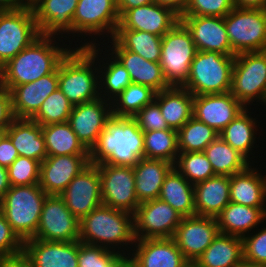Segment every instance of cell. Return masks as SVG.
<instances>
[{
  "instance_id": "1",
  "label": "cell",
  "mask_w": 266,
  "mask_h": 267,
  "mask_svg": "<svg viewBox=\"0 0 266 267\" xmlns=\"http://www.w3.org/2000/svg\"><path fill=\"white\" fill-rule=\"evenodd\" d=\"M64 44L60 37L41 34L0 68V85L11 91L15 86L35 82L53 73L72 49L71 44Z\"/></svg>"
},
{
  "instance_id": "2",
  "label": "cell",
  "mask_w": 266,
  "mask_h": 267,
  "mask_svg": "<svg viewBox=\"0 0 266 267\" xmlns=\"http://www.w3.org/2000/svg\"><path fill=\"white\" fill-rule=\"evenodd\" d=\"M144 158L143 131L132 117L112 115L97 143L89 151V163L133 167Z\"/></svg>"
},
{
  "instance_id": "3",
  "label": "cell",
  "mask_w": 266,
  "mask_h": 267,
  "mask_svg": "<svg viewBox=\"0 0 266 267\" xmlns=\"http://www.w3.org/2000/svg\"><path fill=\"white\" fill-rule=\"evenodd\" d=\"M79 241L118 254L131 253L135 244L133 214L101 204L80 220Z\"/></svg>"
},
{
  "instance_id": "4",
  "label": "cell",
  "mask_w": 266,
  "mask_h": 267,
  "mask_svg": "<svg viewBox=\"0 0 266 267\" xmlns=\"http://www.w3.org/2000/svg\"><path fill=\"white\" fill-rule=\"evenodd\" d=\"M74 45L58 66V88L73 106L100 97L97 57Z\"/></svg>"
},
{
  "instance_id": "5",
  "label": "cell",
  "mask_w": 266,
  "mask_h": 267,
  "mask_svg": "<svg viewBox=\"0 0 266 267\" xmlns=\"http://www.w3.org/2000/svg\"><path fill=\"white\" fill-rule=\"evenodd\" d=\"M47 196L39 184H32L11 186L0 200V211L23 242L35 236Z\"/></svg>"
},
{
  "instance_id": "6",
  "label": "cell",
  "mask_w": 266,
  "mask_h": 267,
  "mask_svg": "<svg viewBox=\"0 0 266 267\" xmlns=\"http://www.w3.org/2000/svg\"><path fill=\"white\" fill-rule=\"evenodd\" d=\"M234 61V55L197 51L182 87L194 96L230 92Z\"/></svg>"
},
{
  "instance_id": "7",
  "label": "cell",
  "mask_w": 266,
  "mask_h": 267,
  "mask_svg": "<svg viewBox=\"0 0 266 267\" xmlns=\"http://www.w3.org/2000/svg\"><path fill=\"white\" fill-rule=\"evenodd\" d=\"M119 22L117 0H78L72 20L73 38L71 44L78 36V38L82 37L80 42L84 41L81 45L78 42L80 47L95 45L96 42H99L97 39H100L101 35L103 37L101 39L104 40L99 43L102 44L114 36ZM87 35L91 36L92 39L90 40ZM106 37L108 38L106 39Z\"/></svg>"
},
{
  "instance_id": "8",
  "label": "cell",
  "mask_w": 266,
  "mask_h": 267,
  "mask_svg": "<svg viewBox=\"0 0 266 267\" xmlns=\"http://www.w3.org/2000/svg\"><path fill=\"white\" fill-rule=\"evenodd\" d=\"M230 93L245 107L266 100V51L235 55ZM248 105V106H247Z\"/></svg>"
},
{
  "instance_id": "9",
  "label": "cell",
  "mask_w": 266,
  "mask_h": 267,
  "mask_svg": "<svg viewBox=\"0 0 266 267\" xmlns=\"http://www.w3.org/2000/svg\"><path fill=\"white\" fill-rule=\"evenodd\" d=\"M224 23L234 56L266 51V9L234 7Z\"/></svg>"
},
{
  "instance_id": "10",
  "label": "cell",
  "mask_w": 266,
  "mask_h": 267,
  "mask_svg": "<svg viewBox=\"0 0 266 267\" xmlns=\"http://www.w3.org/2000/svg\"><path fill=\"white\" fill-rule=\"evenodd\" d=\"M196 52L192 35L181 21L162 36L159 63L170 86H182L186 82Z\"/></svg>"
},
{
  "instance_id": "11",
  "label": "cell",
  "mask_w": 266,
  "mask_h": 267,
  "mask_svg": "<svg viewBox=\"0 0 266 267\" xmlns=\"http://www.w3.org/2000/svg\"><path fill=\"white\" fill-rule=\"evenodd\" d=\"M40 35L31 6L0 11V68Z\"/></svg>"
},
{
  "instance_id": "12",
  "label": "cell",
  "mask_w": 266,
  "mask_h": 267,
  "mask_svg": "<svg viewBox=\"0 0 266 267\" xmlns=\"http://www.w3.org/2000/svg\"><path fill=\"white\" fill-rule=\"evenodd\" d=\"M182 218L159 198L142 202L133 214L135 240L173 238Z\"/></svg>"
},
{
  "instance_id": "13",
  "label": "cell",
  "mask_w": 266,
  "mask_h": 267,
  "mask_svg": "<svg viewBox=\"0 0 266 267\" xmlns=\"http://www.w3.org/2000/svg\"><path fill=\"white\" fill-rule=\"evenodd\" d=\"M100 174L102 204L134 214L139 206L135 176L131 166L97 164Z\"/></svg>"
},
{
  "instance_id": "14",
  "label": "cell",
  "mask_w": 266,
  "mask_h": 267,
  "mask_svg": "<svg viewBox=\"0 0 266 267\" xmlns=\"http://www.w3.org/2000/svg\"><path fill=\"white\" fill-rule=\"evenodd\" d=\"M80 221L68 210L59 195H48L44 201L34 239L72 242L79 241Z\"/></svg>"
},
{
  "instance_id": "15",
  "label": "cell",
  "mask_w": 266,
  "mask_h": 267,
  "mask_svg": "<svg viewBox=\"0 0 266 267\" xmlns=\"http://www.w3.org/2000/svg\"><path fill=\"white\" fill-rule=\"evenodd\" d=\"M68 210L80 221L102 204L98 166L89 164L59 195Z\"/></svg>"
},
{
  "instance_id": "16",
  "label": "cell",
  "mask_w": 266,
  "mask_h": 267,
  "mask_svg": "<svg viewBox=\"0 0 266 267\" xmlns=\"http://www.w3.org/2000/svg\"><path fill=\"white\" fill-rule=\"evenodd\" d=\"M215 217H183L176 228L173 239L189 263H194L219 235Z\"/></svg>"
},
{
  "instance_id": "17",
  "label": "cell",
  "mask_w": 266,
  "mask_h": 267,
  "mask_svg": "<svg viewBox=\"0 0 266 267\" xmlns=\"http://www.w3.org/2000/svg\"><path fill=\"white\" fill-rule=\"evenodd\" d=\"M112 116V102L99 97L95 100L75 105L68 119L71 129L90 151L97 143L100 133L106 128Z\"/></svg>"
},
{
  "instance_id": "18",
  "label": "cell",
  "mask_w": 266,
  "mask_h": 267,
  "mask_svg": "<svg viewBox=\"0 0 266 267\" xmlns=\"http://www.w3.org/2000/svg\"><path fill=\"white\" fill-rule=\"evenodd\" d=\"M77 4L78 0H34L31 7L40 33L60 38L66 37L64 40L68 38L67 41L71 44L72 20Z\"/></svg>"
},
{
  "instance_id": "19",
  "label": "cell",
  "mask_w": 266,
  "mask_h": 267,
  "mask_svg": "<svg viewBox=\"0 0 266 267\" xmlns=\"http://www.w3.org/2000/svg\"><path fill=\"white\" fill-rule=\"evenodd\" d=\"M89 164V155L47 156L40 163L39 185L47 195H60Z\"/></svg>"
},
{
  "instance_id": "20",
  "label": "cell",
  "mask_w": 266,
  "mask_h": 267,
  "mask_svg": "<svg viewBox=\"0 0 266 267\" xmlns=\"http://www.w3.org/2000/svg\"><path fill=\"white\" fill-rule=\"evenodd\" d=\"M245 109L230 92L194 96L193 117L218 133Z\"/></svg>"
},
{
  "instance_id": "21",
  "label": "cell",
  "mask_w": 266,
  "mask_h": 267,
  "mask_svg": "<svg viewBox=\"0 0 266 267\" xmlns=\"http://www.w3.org/2000/svg\"><path fill=\"white\" fill-rule=\"evenodd\" d=\"M178 22H180L178 14L154 2L127 10L120 17L117 29L138 30L164 36Z\"/></svg>"
},
{
  "instance_id": "22",
  "label": "cell",
  "mask_w": 266,
  "mask_h": 267,
  "mask_svg": "<svg viewBox=\"0 0 266 267\" xmlns=\"http://www.w3.org/2000/svg\"><path fill=\"white\" fill-rule=\"evenodd\" d=\"M180 21L190 31L197 51L234 55L228 40L224 17L180 16Z\"/></svg>"
},
{
  "instance_id": "23",
  "label": "cell",
  "mask_w": 266,
  "mask_h": 267,
  "mask_svg": "<svg viewBox=\"0 0 266 267\" xmlns=\"http://www.w3.org/2000/svg\"><path fill=\"white\" fill-rule=\"evenodd\" d=\"M23 255L32 267H78V241L55 242L30 238Z\"/></svg>"
},
{
  "instance_id": "24",
  "label": "cell",
  "mask_w": 266,
  "mask_h": 267,
  "mask_svg": "<svg viewBox=\"0 0 266 267\" xmlns=\"http://www.w3.org/2000/svg\"><path fill=\"white\" fill-rule=\"evenodd\" d=\"M131 250L135 267H187L190 263L173 238L135 240Z\"/></svg>"
},
{
  "instance_id": "25",
  "label": "cell",
  "mask_w": 266,
  "mask_h": 267,
  "mask_svg": "<svg viewBox=\"0 0 266 267\" xmlns=\"http://www.w3.org/2000/svg\"><path fill=\"white\" fill-rule=\"evenodd\" d=\"M57 89L58 68L35 82L15 86L10 91L15 117L31 119L41 108L44 100Z\"/></svg>"
},
{
  "instance_id": "26",
  "label": "cell",
  "mask_w": 266,
  "mask_h": 267,
  "mask_svg": "<svg viewBox=\"0 0 266 267\" xmlns=\"http://www.w3.org/2000/svg\"><path fill=\"white\" fill-rule=\"evenodd\" d=\"M100 45L101 44L97 43L95 45L87 46V48L97 57V63H99L100 97L112 102L132 83V80L126 68L104 46H102L105 50L103 51V48L100 47ZM101 54L105 55L103 56Z\"/></svg>"
},
{
  "instance_id": "27",
  "label": "cell",
  "mask_w": 266,
  "mask_h": 267,
  "mask_svg": "<svg viewBox=\"0 0 266 267\" xmlns=\"http://www.w3.org/2000/svg\"><path fill=\"white\" fill-rule=\"evenodd\" d=\"M230 203V176L215 175L194 185L195 215L215 217Z\"/></svg>"
},
{
  "instance_id": "28",
  "label": "cell",
  "mask_w": 266,
  "mask_h": 267,
  "mask_svg": "<svg viewBox=\"0 0 266 267\" xmlns=\"http://www.w3.org/2000/svg\"><path fill=\"white\" fill-rule=\"evenodd\" d=\"M252 165L230 176V202L250 207H266V175L259 167Z\"/></svg>"
},
{
  "instance_id": "29",
  "label": "cell",
  "mask_w": 266,
  "mask_h": 267,
  "mask_svg": "<svg viewBox=\"0 0 266 267\" xmlns=\"http://www.w3.org/2000/svg\"><path fill=\"white\" fill-rule=\"evenodd\" d=\"M219 232L243 238L266 221V207L230 202L217 216Z\"/></svg>"
},
{
  "instance_id": "30",
  "label": "cell",
  "mask_w": 266,
  "mask_h": 267,
  "mask_svg": "<svg viewBox=\"0 0 266 267\" xmlns=\"http://www.w3.org/2000/svg\"><path fill=\"white\" fill-rule=\"evenodd\" d=\"M108 51L126 68L132 83L150 87L156 93L170 87L162 73L160 63L145 60L126 49H108Z\"/></svg>"
},
{
  "instance_id": "31",
  "label": "cell",
  "mask_w": 266,
  "mask_h": 267,
  "mask_svg": "<svg viewBox=\"0 0 266 267\" xmlns=\"http://www.w3.org/2000/svg\"><path fill=\"white\" fill-rule=\"evenodd\" d=\"M4 132L11 139L19 156L39 163L47 157L42 126L32 119L16 118Z\"/></svg>"
},
{
  "instance_id": "32",
  "label": "cell",
  "mask_w": 266,
  "mask_h": 267,
  "mask_svg": "<svg viewBox=\"0 0 266 267\" xmlns=\"http://www.w3.org/2000/svg\"><path fill=\"white\" fill-rule=\"evenodd\" d=\"M174 164L161 159L141 158L133 166L135 192L138 202L142 203L159 197L166 175Z\"/></svg>"
},
{
  "instance_id": "33",
  "label": "cell",
  "mask_w": 266,
  "mask_h": 267,
  "mask_svg": "<svg viewBox=\"0 0 266 267\" xmlns=\"http://www.w3.org/2000/svg\"><path fill=\"white\" fill-rule=\"evenodd\" d=\"M154 100L171 129L178 131L193 116L194 95L182 86L159 91Z\"/></svg>"
},
{
  "instance_id": "34",
  "label": "cell",
  "mask_w": 266,
  "mask_h": 267,
  "mask_svg": "<svg viewBox=\"0 0 266 267\" xmlns=\"http://www.w3.org/2000/svg\"><path fill=\"white\" fill-rule=\"evenodd\" d=\"M243 262L242 238L219 233L193 264L196 267H235Z\"/></svg>"
},
{
  "instance_id": "35",
  "label": "cell",
  "mask_w": 266,
  "mask_h": 267,
  "mask_svg": "<svg viewBox=\"0 0 266 267\" xmlns=\"http://www.w3.org/2000/svg\"><path fill=\"white\" fill-rule=\"evenodd\" d=\"M252 114L253 112L246 108L219 133V136L254 164L256 161L251 160L250 155L255 158L252 150L256 147L254 145L257 143L256 135H259L257 131L260 129V124L257 123L261 121L259 122L257 117H251Z\"/></svg>"
},
{
  "instance_id": "36",
  "label": "cell",
  "mask_w": 266,
  "mask_h": 267,
  "mask_svg": "<svg viewBox=\"0 0 266 267\" xmlns=\"http://www.w3.org/2000/svg\"><path fill=\"white\" fill-rule=\"evenodd\" d=\"M107 41L101 46L105 45L106 49H126L140 55L145 60L160 62L162 36L138 30L116 29L114 36ZM108 43L111 45L109 46Z\"/></svg>"
},
{
  "instance_id": "37",
  "label": "cell",
  "mask_w": 266,
  "mask_h": 267,
  "mask_svg": "<svg viewBox=\"0 0 266 267\" xmlns=\"http://www.w3.org/2000/svg\"><path fill=\"white\" fill-rule=\"evenodd\" d=\"M158 198L183 217L195 216L194 185L174 167L166 175Z\"/></svg>"
},
{
  "instance_id": "38",
  "label": "cell",
  "mask_w": 266,
  "mask_h": 267,
  "mask_svg": "<svg viewBox=\"0 0 266 267\" xmlns=\"http://www.w3.org/2000/svg\"><path fill=\"white\" fill-rule=\"evenodd\" d=\"M47 156L89 155L68 122L42 126Z\"/></svg>"
},
{
  "instance_id": "39",
  "label": "cell",
  "mask_w": 266,
  "mask_h": 267,
  "mask_svg": "<svg viewBox=\"0 0 266 267\" xmlns=\"http://www.w3.org/2000/svg\"><path fill=\"white\" fill-rule=\"evenodd\" d=\"M215 175L231 176L245 170L251 163L220 136L204 150Z\"/></svg>"
},
{
  "instance_id": "40",
  "label": "cell",
  "mask_w": 266,
  "mask_h": 267,
  "mask_svg": "<svg viewBox=\"0 0 266 267\" xmlns=\"http://www.w3.org/2000/svg\"><path fill=\"white\" fill-rule=\"evenodd\" d=\"M219 136L213 128L191 117L178 131V151L204 152L205 148Z\"/></svg>"
},
{
  "instance_id": "41",
  "label": "cell",
  "mask_w": 266,
  "mask_h": 267,
  "mask_svg": "<svg viewBox=\"0 0 266 267\" xmlns=\"http://www.w3.org/2000/svg\"><path fill=\"white\" fill-rule=\"evenodd\" d=\"M144 158L161 159L175 164L179 151L174 129L143 132Z\"/></svg>"
},
{
  "instance_id": "42",
  "label": "cell",
  "mask_w": 266,
  "mask_h": 267,
  "mask_svg": "<svg viewBox=\"0 0 266 267\" xmlns=\"http://www.w3.org/2000/svg\"><path fill=\"white\" fill-rule=\"evenodd\" d=\"M156 92L142 84L131 83L112 101V115L134 117L155 98Z\"/></svg>"
},
{
  "instance_id": "43",
  "label": "cell",
  "mask_w": 266,
  "mask_h": 267,
  "mask_svg": "<svg viewBox=\"0 0 266 267\" xmlns=\"http://www.w3.org/2000/svg\"><path fill=\"white\" fill-rule=\"evenodd\" d=\"M174 168L193 185L215 176L204 152L179 153Z\"/></svg>"
},
{
  "instance_id": "44",
  "label": "cell",
  "mask_w": 266,
  "mask_h": 267,
  "mask_svg": "<svg viewBox=\"0 0 266 267\" xmlns=\"http://www.w3.org/2000/svg\"><path fill=\"white\" fill-rule=\"evenodd\" d=\"M73 107L58 88L44 100L41 108L31 119L41 126L68 122Z\"/></svg>"
},
{
  "instance_id": "45",
  "label": "cell",
  "mask_w": 266,
  "mask_h": 267,
  "mask_svg": "<svg viewBox=\"0 0 266 267\" xmlns=\"http://www.w3.org/2000/svg\"><path fill=\"white\" fill-rule=\"evenodd\" d=\"M7 169L11 186L32 185L40 182V163L37 160L18 156Z\"/></svg>"
},
{
  "instance_id": "46",
  "label": "cell",
  "mask_w": 266,
  "mask_h": 267,
  "mask_svg": "<svg viewBox=\"0 0 266 267\" xmlns=\"http://www.w3.org/2000/svg\"><path fill=\"white\" fill-rule=\"evenodd\" d=\"M262 227L242 238L244 262L257 267H266V227Z\"/></svg>"
},
{
  "instance_id": "47",
  "label": "cell",
  "mask_w": 266,
  "mask_h": 267,
  "mask_svg": "<svg viewBox=\"0 0 266 267\" xmlns=\"http://www.w3.org/2000/svg\"><path fill=\"white\" fill-rule=\"evenodd\" d=\"M234 7V0H190L181 16L225 17Z\"/></svg>"
},
{
  "instance_id": "48",
  "label": "cell",
  "mask_w": 266,
  "mask_h": 267,
  "mask_svg": "<svg viewBox=\"0 0 266 267\" xmlns=\"http://www.w3.org/2000/svg\"><path fill=\"white\" fill-rule=\"evenodd\" d=\"M119 254L78 241V267H107Z\"/></svg>"
},
{
  "instance_id": "49",
  "label": "cell",
  "mask_w": 266,
  "mask_h": 267,
  "mask_svg": "<svg viewBox=\"0 0 266 267\" xmlns=\"http://www.w3.org/2000/svg\"><path fill=\"white\" fill-rule=\"evenodd\" d=\"M132 118L143 132L170 129L155 100L147 104Z\"/></svg>"
},
{
  "instance_id": "50",
  "label": "cell",
  "mask_w": 266,
  "mask_h": 267,
  "mask_svg": "<svg viewBox=\"0 0 266 267\" xmlns=\"http://www.w3.org/2000/svg\"><path fill=\"white\" fill-rule=\"evenodd\" d=\"M24 242L12 230L4 214L0 211V253L6 258L23 254Z\"/></svg>"
},
{
  "instance_id": "51",
  "label": "cell",
  "mask_w": 266,
  "mask_h": 267,
  "mask_svg": "<svg viewBox=\"0 0 266 267\" xmlns=\"http://www.w3.org/2000/svg\"><path fill=\"white\" fill-rule=\"evenodd\" d=\"M15 119L11 92L0 85V133H3Z\"/></svg>"
},
{
  "instance_id": "52",
  "label": "cell",
  "mask_w": 266,
  "mask_h": 267,
  "mask_svg": "<svg viewBox=\"0 0 266 267\" xmlns=\"http://www.w3.org/2000/svg\"><path fill=\"white\" fill-rule=\"evenodd\" d=\"M18 156L9 136L5 132L0 133V165L8 168Z\"/></svg>"
},
{
  "instance_id": "53",
  "label": "cell",
  "mask_w": 266,
  "mask_h": 267,
  "mask_svg": "<svg viewBox=\"0 0 266 267\" xmlns=\"http://www.w3.org/2000/svg\"><path fill=\"white\" fill-rule=\"evenodd\" d=\"M154 2L155 0H117V10L119 16L121 17L129 9L151 4Z\"/></svg>"
},
{
  "instance_id": "54",
  "label": "cell",
  "mask_w": 266,
  "mask_h": 267,
  "mask_svg": "<svg viewBox=\"0 0 266 267\" xmlns=\"http://www.w3.org/2000/svg\"><path fill=\"white\" fill-rule=\"evenodd\" d=\"M155 2L161 6L172 9L176 14L181 16L190 0H155Z\"/></svg>"
},
{
  "instance_id": "55",
  "label": "cell",
  "mask_w": 266,
  "mask_h": 267,
  "mask_svg": "<svg viewBox=\"0 0 266 267\" xmlns=\"http://www.w3.org/2000/svg\"><path fill=\"white\" fill-rule=\"evenodd\" d=\"M0 267H32L31 262L23 255L7 257Z\"/></svg>"
},
{
  "instance_id": "56",
  "label": "cell",
  "mask_w": 266,
  "mask_h": 267,
  "mask_svg": "<svg viewBox=\"0 0 266 267\" xmlns=\"http://www.w3.org/2000/svg\"><path fill=\"white\" fill-rule=\"evenodd\" d=\"M31 6L28 0H0V11L19 10Z\"/></svg>"
},
{
  "instance_id": "57",
  "label": "cell",
  "mask_w": 266,
  "mask_h": 267,
  "mask_svg": "<svg viewBox=\"0 0 266 267\" xmlns=\"http://www.w3.org/2000/svg\"><path fill=\"white\" fill-rule=\"evenodd\" d=\"M237 8L266 9V0H234Z\"/></svg>"
},
{
  "instance_id": "58",
  "label": "cell",
  "mask_w": 266,
  "mask_h": 267,
  "mask_svg": "<svg viewBox=\"0 0 266 267\" xmlns=\"http://www.w3.org/2000/svg\"><path fill=\"white\" fill-rule=\"evenodd\" d=\"M107 267H135L131 253L119 254Z\"/></svg>"
},
{
  "instance_id": "59",
  "label": "cell",
  "mask_w": 266,
  "mask_h": 267,
  "mask_svg": "<svg viewBox=\"0 0 266 267\" xmlns=\"http://www.w3.org/2000/svg\"><path fill=\"white\" fill-rule=\"evenodd\" d=\"M10 188L11 185L8 177V169L0 165V200Z\"/></svg>"
},
{
  "instance_id": "60",
  "label": "cell",
  "mask_w": 266,
  "mask_h": 267,
  "mask_svg": "<svg viewBox=\"0 0 266 267\" xmlns=\"http://www.w3.org/2000/svg\"><path fill=\"white\" fill-rule=\"evenodd\" d=\"M235 267H257V266L243 262L240 265L235 266Z\"/></svg>"
},
{
  "instance_id": "61",
  "label": "cell",
  "mask_w": 266,
  "mask_h": 267,
  "mask_svg": "<svg viewBox=\"0 0 266 267\" xmlns=\"http://www.w3.org/2000/svg\"><path fill=\"white\" fill-rule=\"evenodd\" d=\"M6 259V257L0 253V266H1V263Z\"/></svg>"
},
{
  "instance_id": "62",
  "label": "cell",
  "mask_w": 266,
  "mask_h": 267,
  "mask_svg": "<svg viewBox=\"0 0 266 267\" xmlns=\"http://www.w3.org/2000/svg\"><path fill=\"white\" fill-rule=\"evenodd\" d=\"M187 267H196L194 264L190 263Z\"/></svg>"
}]
</instances>
